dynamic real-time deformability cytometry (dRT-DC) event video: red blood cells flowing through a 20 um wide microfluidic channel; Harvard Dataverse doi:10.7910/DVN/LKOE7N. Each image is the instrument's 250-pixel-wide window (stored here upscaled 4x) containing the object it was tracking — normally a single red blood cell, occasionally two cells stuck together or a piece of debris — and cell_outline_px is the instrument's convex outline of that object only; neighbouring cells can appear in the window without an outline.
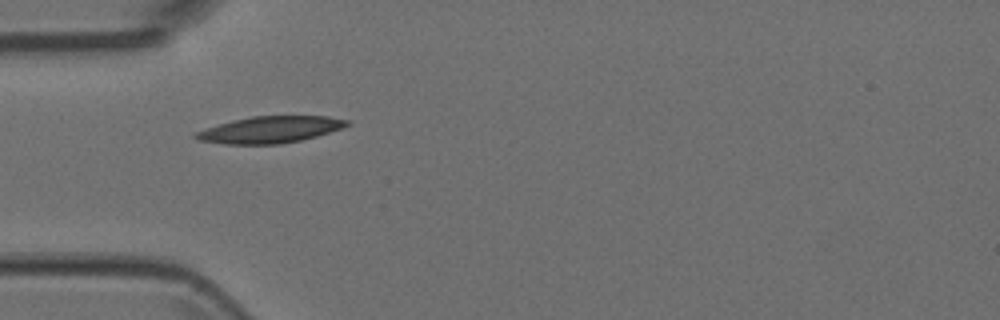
{"species": "Egyptian fruit bat (a non-hibernating species)", "species_latin": "Rousettus aegyptiacus", "temperature_condition": "room temperature", "stored_images_in_passage": 2, "camera_frame_rate_fps": 3000, "um_per_image_px": 0.085, "animal": {"sex": "female"}, "frame": {"image": 1, "passage_image": 1, "time_ms": 0.0, "image_size_px": [1000, 320], "cell_outline_px": [[352, 124], [316, 136], [300, 140], [280, 144], [224, 144], [200, 140], [192, 136], [196, 132], [204, 128], [232, 120], [252, 116], [328, 116], [352, 120]], "centroid_in_image_um": [22.96, 11.01], "position_along_channel_um": 62.0, "area_um2": 23.47}}
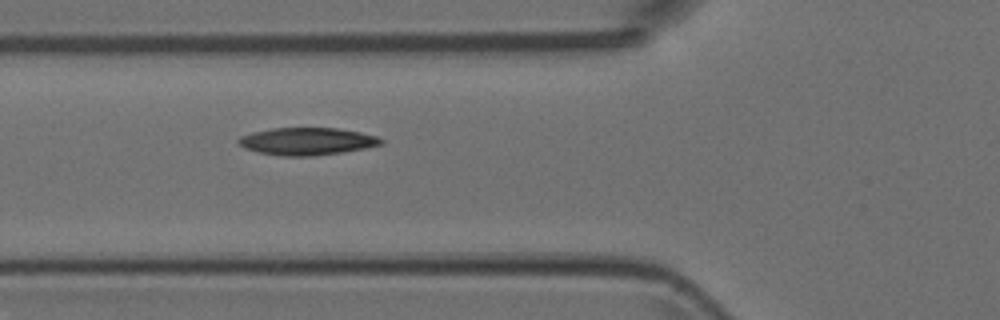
{"frame": {"image": 2, "passage_image": 2, "time_ms": 0.333, "image_size_px": [1000, 320], "cell_outline_px": [[384, 144], [364, 148], [340, 152], [312, 156], [284, 156], [260, 152], [244, 148], [236, 140], [240, 136], [252, 132], [272, 128], [336, 128], [360, 132], [376, 136], [384, 140]], "centroid_in_image_um": [26.09, 12.0], "position_along_channel_um": 99.7, "area_um2": 22.6}}